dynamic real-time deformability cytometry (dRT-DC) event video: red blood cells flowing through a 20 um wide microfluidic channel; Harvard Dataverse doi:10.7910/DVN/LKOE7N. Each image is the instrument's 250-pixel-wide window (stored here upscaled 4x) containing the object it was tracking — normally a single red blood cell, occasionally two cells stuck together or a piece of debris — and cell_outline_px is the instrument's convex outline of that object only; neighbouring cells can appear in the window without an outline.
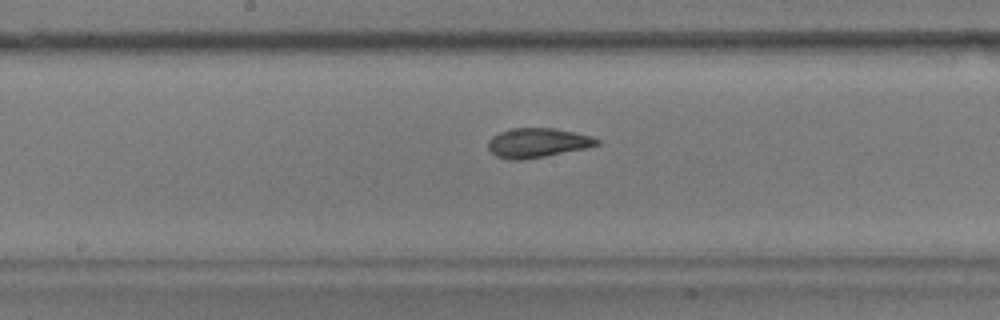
{"species": "common noctule bat (a hibernating species)", "species_latin": "Nyctalus noctula", "temperature_condition": "warm", "stored_images_in_passage": 38, "camera_frame_rate_fps": 3000, "um_per_image_px": 0.085, "animal": {"sex": "male", "body_mass_g": 17.9}, "frame": {"image": 1, "passage_image": 12, "time_ms": 3.667, "image_size_px": [1000, 320], "cell_outline_px": [[600, 144], [588, 148], [544, 156], [520, 160], [512, 160], [496, 156], [488, 148], [488, 140], [492, 136], [500, 132], [512, 128], [556, 128], [592, 136], [600, 140]], "centroid_in_image_um": [45.7, 12.13], "position_along_channel_um": 202.5, "area_um2": 18.67}}
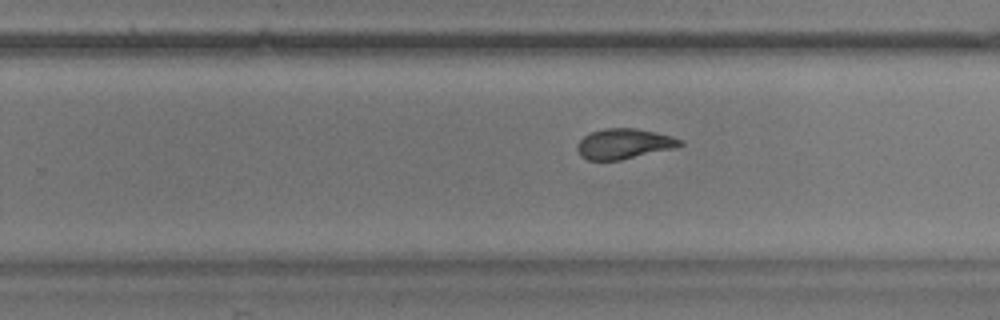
{"frame": {"image": 2, "passage_image": 18, "time_ms": 5.667, "image_size_px": [1000, 320], "cell_outline_px": [[684, 144], [672, 148], [620, 160], [588, 160], [580, 156], [576, 148], [576, 144], [584, 136], [592, 132], [604, 128], [636, 128], [656, 132], [672, 136], [684, 140]], "centroid_in_image_um": [53.02, 12.21], "position_along_channel_um": 276.8, "area_um2": 18.09}}
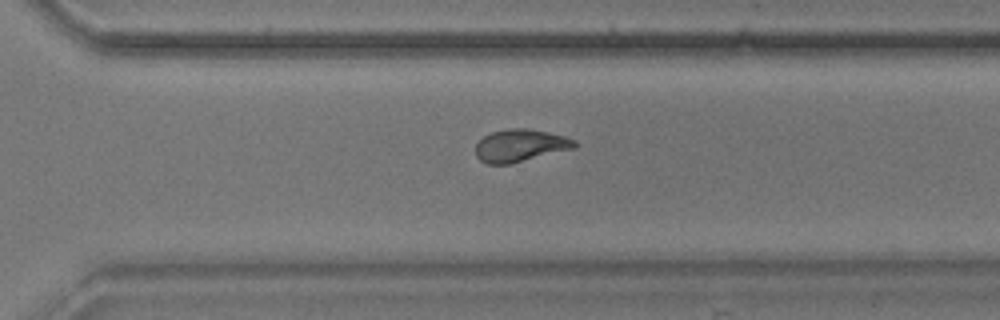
{"frame": {"image": 3, "passage_image": 22, "time_ms": 7.0, "image_size_px": [1000, 320], "cell_outline_px": [[580, 144], [576, 148], [508, 164], [488, 164], [480, 160], [476, 156], [476, 144], [484, 136], [492, 132], [508, 128], [528, 128], [564, 136], [576, 140]], "centroid_in_image_um": [44.25, 12.36], "position_along_channel_um": 326.4, "area_um2": 18.73}, "authors_computed_cell_mechanics": {"area_um2": 18.8717, "velocity_mm_per_s": 3.7263, "shape_relaxation_time_tau1_ms": 5.5512, "shape_relaxation_time_tau2_ms": 1.5318, "deformation_change_tau1": 0.1934, "deformation_change_tau2": 0.0871}}